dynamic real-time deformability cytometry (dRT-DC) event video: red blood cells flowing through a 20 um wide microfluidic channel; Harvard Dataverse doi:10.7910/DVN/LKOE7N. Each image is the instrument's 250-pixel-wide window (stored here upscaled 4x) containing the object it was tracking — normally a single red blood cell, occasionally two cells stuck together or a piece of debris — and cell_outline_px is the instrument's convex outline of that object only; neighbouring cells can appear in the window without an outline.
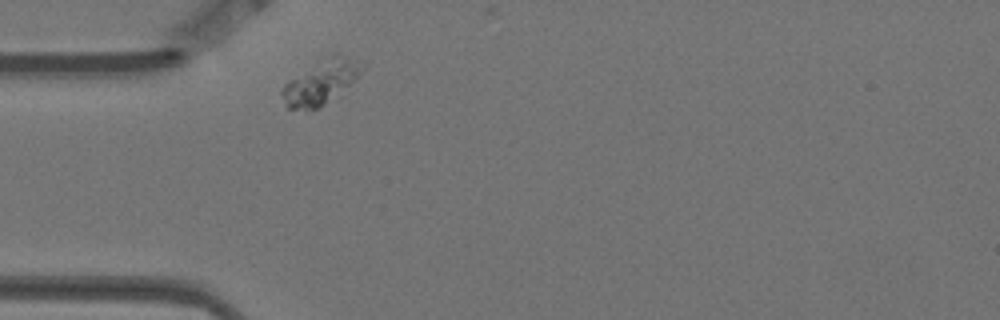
{"species": "Egyptian fruit bat (a non-hibernating species)", "species_latin": "Rousettus aegyptiacus", "temperature_condition": "warm", "stored_images_in_passage": 2, "camera_frame_rate_fps": 3000, "um_per_image_px": 0.085, "animal": {"sex": "female"}, "frame": {"image": 1, "passage_image": 1, "time_ms": 0.0, "image_size_px": [1000, 320], "cell_outline_px": [[356, 76], [348, 84], [320, 108], [288, 108], [280, 92], [284, 84], [324, 56], [336, 52], [348, 60], [356, 68]], "centroid_in_image_um": [27.09, 7.01], "position_along_channel_um": 57.9, "area_um2": 18.79}}